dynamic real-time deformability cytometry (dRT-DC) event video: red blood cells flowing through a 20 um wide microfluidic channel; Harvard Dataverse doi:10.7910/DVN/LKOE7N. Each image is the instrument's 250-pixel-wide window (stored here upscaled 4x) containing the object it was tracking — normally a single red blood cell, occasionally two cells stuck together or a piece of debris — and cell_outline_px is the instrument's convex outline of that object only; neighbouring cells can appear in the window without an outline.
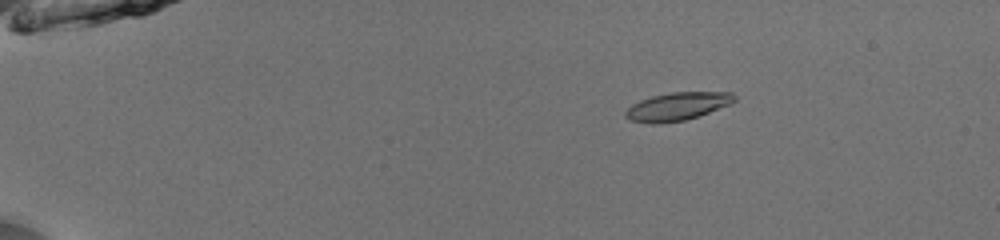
{"species": "common noctule bat (a hibernating species)", "species_latin": "Nyctalus noctula", "temperature_condition": "room temperature", "stored_images_in_passage": 54, "camera_frame_rate_fps": 3000, "um_per_image_px": 0.085, "animal": {"sex": "male", "body_mass_g": 13.0, "forearm_length_mm": 53.1}, "frame": {"image": 1, "passage_image": 11, "time_ms": 3.333, "image_size_px": [1000, 240], "cell_outline_px": [[736, 100], [732, 104], [684, 120], [656, 124], [652, 124], [632, 120], [624, 116], [624, 112], [632, 104], [640, 100], [652, 96], [672, 92], [732, 92], [736, 96]], "centroid_in_image_um": [57.58, 9.03], "position_along_channel_um": 27.4, "area_um2": 17.69}}
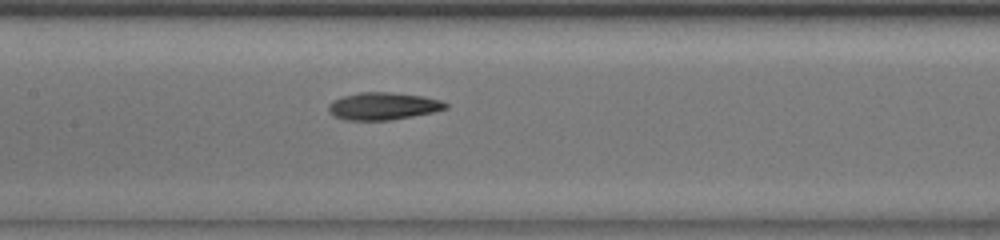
{"frame": {"image": 2, "passage_image": 29, "time_ms": 9.333, "image_size_px": [1000, 240], "cell_outline_px": [[448, 108], [432, 112], [412, 116], [388, 120], [344, 120], [328, 112], [328, 104], [344, 96], [360, 92], [392, 92], [424, 96], [440, 100], [448, 104]], "centroid_in_image_um": [32.57, 9.01], "position_along_channel_um": 174.8, "area_um2": 18.55}}
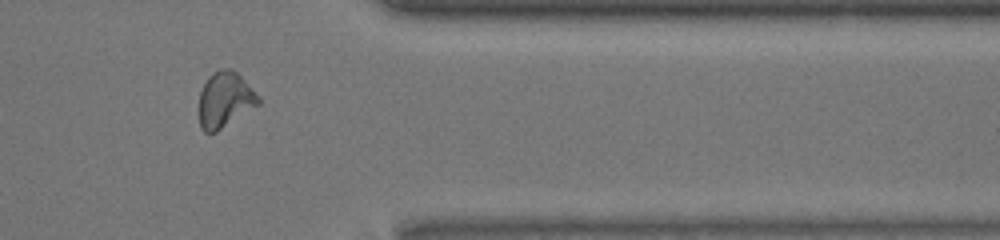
{"frame": {"image": 3, "passage_image": 46, "time_ms": 15.0, "image_size_px": [1000, 240], "cell_outline_px": [[260, 104], [216, 132], [204, 132], [200, 128], [200, 92], [208, 76], [212, 72], [220, 68], [232, 68], [260, 96]], "centroid_in_image_um": [19.13, 8.46], "position_along_channel_um": 392.3, "area_um2": 19.19}, "authors_computed_cell_mechanics": {"area_um2": 18.207, "velocity_mm_per_s": 3.9631, "shape_relaxation_time_tau1_ms": 5.0799, "shape_relaxation_time_tau2_ms": 2.835, "deformation_change_tau1": 0.1649, "deformation_change_tau2": 0.0953}}